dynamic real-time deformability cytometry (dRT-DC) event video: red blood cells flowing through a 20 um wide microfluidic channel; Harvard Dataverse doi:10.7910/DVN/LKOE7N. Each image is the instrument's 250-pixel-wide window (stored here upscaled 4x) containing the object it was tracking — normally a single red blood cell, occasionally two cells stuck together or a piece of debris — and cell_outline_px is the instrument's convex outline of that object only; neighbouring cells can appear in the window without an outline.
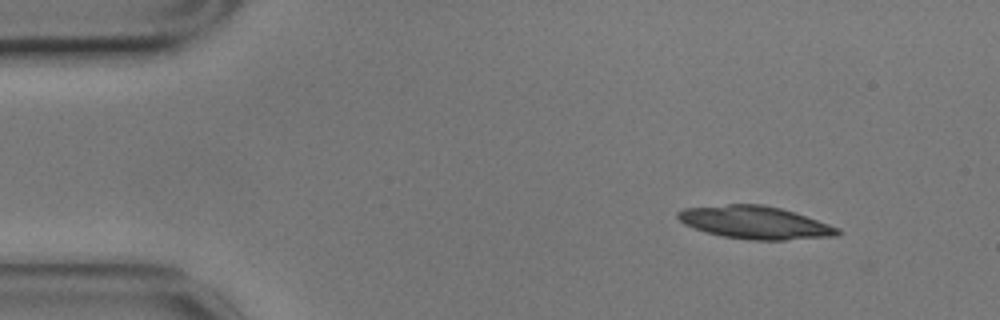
{"species": "common noctule bat (a hibernating species)", "species_latin": "Nyctalus noctula", "temperature_condition": "cold", "stored_images_in_passage": 49, "camera_frame_rate_fps": 3000, "um_per_image_px": 0.085, "animal": {"sex": "male", "body_mass_g": 17.9}, "frame": {"image": 1, "passage_image": 1, "time_ms": 0.0, "image_size_px": [1000, 320], "cell_outline_px": [[844, 232], [836, 236], [784, 240], [752, 240], [724, 236], [708, 232], [684, 224], [676, 216], [676, 212], [684, 208], [728, 204], [764, 204], [780, 208], [840, 228]], "centroid_in_image_um": [64.19, 18.91], "position_along_channel_um": 20.8, "area_um2": 30.23}}